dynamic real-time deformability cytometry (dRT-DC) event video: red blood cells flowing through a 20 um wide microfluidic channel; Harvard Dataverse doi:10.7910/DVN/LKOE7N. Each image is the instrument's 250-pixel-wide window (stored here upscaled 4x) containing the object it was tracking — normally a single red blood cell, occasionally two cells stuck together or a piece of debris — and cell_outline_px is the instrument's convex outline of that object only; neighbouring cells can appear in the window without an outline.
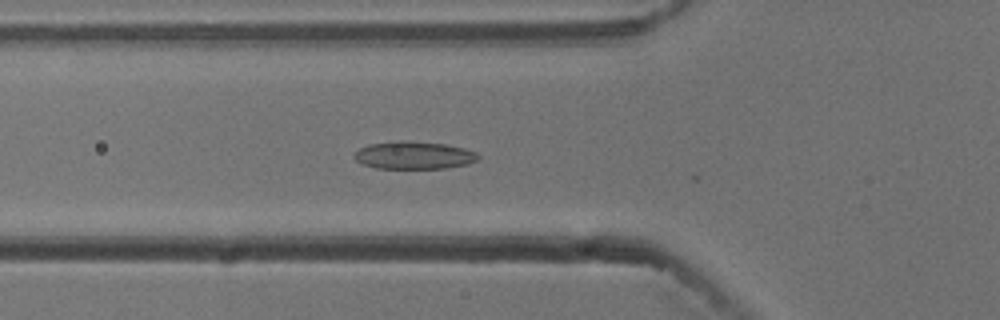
{"species": "common noctule bat (a hibernating species)", "species_latin": "Nyctalus noctula", "temperature_condition": "cold", "stored_images_in_passage": 7, "camera_frame_rate_fps": 3000, "um_per_image_px": 0.085, "animal": {"sex": "male", "body_mass_g": 13.3}, "frame": {"image": 1, "passage_image": 5, "time_ms": 1.333, "image_size_px": [1000, 320], "cell_outline_px": [[480, 156], [476, 160], [468, 164], [444, 168], [376, 168], [360, 164], [352, 156], [360, 148], [368, 144], [400, 140], [444, 144], [464, 148], [476, 152]], "centroid_in_image_um": [35.15, 13.2], "position_along_channel_um": 90.7, "area_um2": 19.94}}